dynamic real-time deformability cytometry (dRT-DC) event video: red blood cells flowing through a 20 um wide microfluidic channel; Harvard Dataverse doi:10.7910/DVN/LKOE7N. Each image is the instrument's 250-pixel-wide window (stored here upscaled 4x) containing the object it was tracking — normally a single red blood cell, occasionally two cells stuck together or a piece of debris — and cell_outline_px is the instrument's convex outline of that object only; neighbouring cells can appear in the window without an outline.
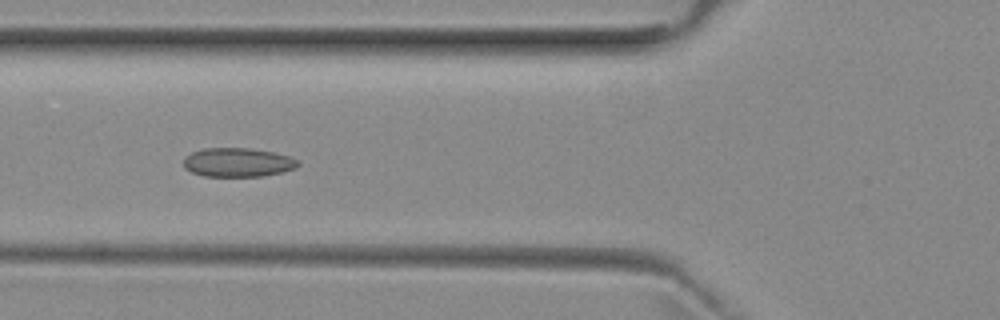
{"species": "common noctule bat (a hibernating species)", "species_latin": "Nyctalus noctula", "temperature_condition": "room temperature", "stored_images_in_passage": 39, "camera_frame_rate_fps": 3000, "um_per_image_px": 0.085, "animal": {"sex": "female", "body_mass_g": 29.2, "forearm_length_mm": 56.3}, "frame": {"image": 1, "passage_image": 6, "time_ms": 1.667, "image_size_px": [1000, 320], "cell_outline_px": [[300, 164], [296, 168], [264, 176], [204, 176], [192, 172], [184, 168], [184, 156], [192, 152], [204, 148], [252, 148], [276, 152], [292, 156], [300, 160]], "centroid_in_image_um": [20.25, 13.79], "position_along_channel_um": 105.5, "area_um2": 19.59}}
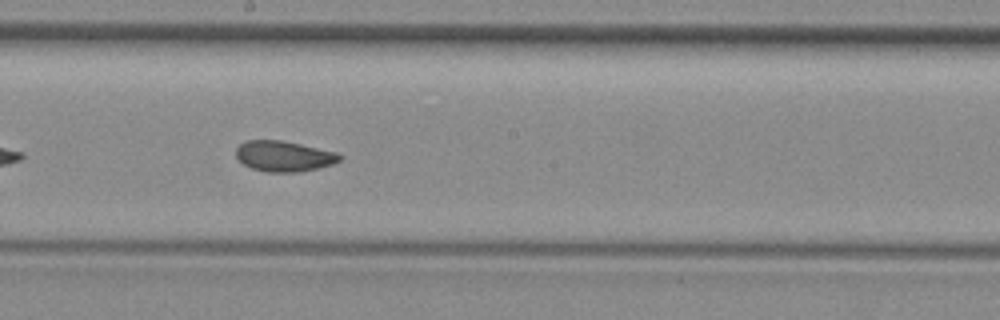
{"frame": {"image": 2, "passage_image": 15, "time_ms": 4.667, "image_size_px": [1000, 320], "cell_outline_px": [[344, 156], [340, 160], [332, 164], [300, 172], [268, 172], [252, 168], [244, 164], [236, 156], [236, 148], [240, 144], [248, 140], [280, 140], [300, 144], [336, 152]], "centroid_in_image_um": [24.13, 13.27], "position_along_channel_um": 224.1, "area_um2": 18.32}}
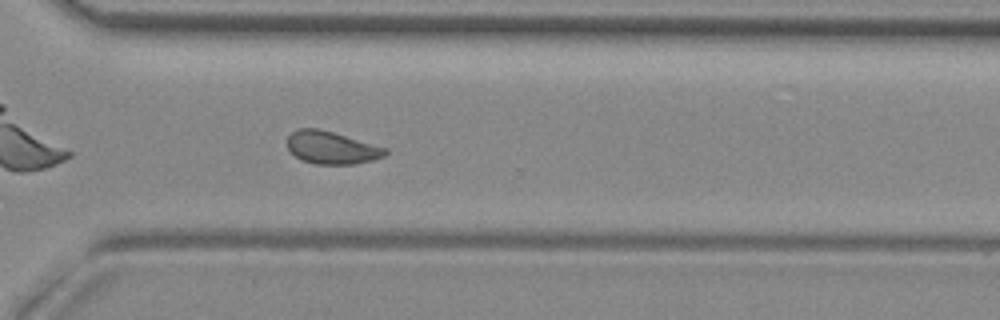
{"frame": {"image": 3, "passage_image": 24, "time_ms": 7.667, "image_size_px": [1000, 320], "cell_outline_px": [[388, 152], [384, 156], [372, 160], [356, 164], [316, 164], [300, 160], [288, 148], [288, 136], [292, 132], [300, 128], [320, 128], [388, 148]], "centroid_in_image_um": [28.2, 12.55], "position_along_channel_um": 342.4, "area_um2": 18.67}, "authors_computed_cell_mechanics": {"area_um2": 18.9584, "velocity_mm_per_s": 3.9449, "shape_relaxation_time_tau1_ms": null, "shape_relaxation_time_tau2_ms": 2.6749, "deformation_change_tau1": null, "deformation_change_tau2": 0.0647}}